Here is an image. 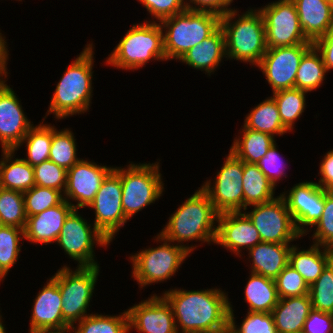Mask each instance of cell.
Returning a JSON list of instances; mask_svg holds the SVG:
<instances>
[{
  "instance_id": "obj_1",
  "label": "cell",
  "mask_w": 333,
  "mask_h": 333,
  "mask_svg": "<svg viewBox=\"0 0 333 333\" xmlns=\"http://www.w3.org/2000/svg\"><path fill=\"white\" fill-rule=\"evenodd\" d=\"M162 295L172 307L177 332L228 330L230 301L224 291L172 289Z\"/></svg>"
},
{
  "instance_id": "obj_2",
  "label": "cell",
  "mask_w": 333,
  "mask_h": 333,
  "mask_svg": "<svg viewBox=\"0 0 333 333\" xmlns=\"http://www.w3.org/2000/svg\"><path fill=\"white\" fill-rule=\"evenodd\" d=\"M93 44L89 43L80 55L67 66L52 96L48 112L56 119L87 112L92 98Z\"/></svg>"
},
{
  "instance_id": "obj_3",
  "label": "cell",
  "mask_w": 333,
  "mask_h": 333,
  "mask_svg": "<svg viewBox=\"0 0 333 333\" xmlns=\"http://www.w3.org/2000/svg\"><path fill=\"white\" fill-rule=\"evenodd\" d=\"M218 214L207 193L199 188L171 214L159 235L173 243L193 240L215 243L217 226L214 224Z\"/></svg>"
},
{
  "instance_id": "obj_4",
  "label": "cell",
  "mask_w": 333,
  "mask_h": 333,
  "mask_svg": "<svg viewBox=\"0 0 333 333\" xmlns=\"http://www.w3.org/2000/svg\"><path fill=\"white\" fill-rule=\"evenodd\" d=\"M237 9L221 16L220 27L224 32L226 55L229 59L258 65L267 51L264 18L260 10L250 9L241 16ZM239 18L236 20L235 16ZM233 19L234 22L232 21Z\"/></svg>"
},
{
  "instance_id": "obj_5",
  "label": "cell",
  "mask_w": 333,
  "mask_h": 333,
  "mask_svg": "<svg viewBox=\"0 0 333 333\" xmlns=\"http://www.w3.org/2000/svg\"><path fill=\"white\" fill-rule=\"evenodd\" d=\"M221 16L208 11L186 9L159 22L166 60H180L191 48L210 37L220 27Z\"/></svg>"
},
{
  "instance_id": "obj_6",
  "label": "cell",
  "mask_w": 333,
  "mask_h": 333,
  "mask_svg": "<svg viewBox=\"0 0 333 333\" xmlns=\"http://www.w3.org/2000/svg\"><path fill=\"white\" fill-rule=\"evenodd\" d=\"M163 28L156 21L133 25L107 58L112 67L136 70L150 59L165 60Z\"/></svg>"
},
{
  "instance_id": "obj_7",
  "label": "cell",
  "mask_w": 333,
  "mask_h": 333,
  "mask_svg": "<svg viewBox=\"0 0 333 333\" xmlns=\"http://www.w3.org/2000/svg\"><path fill=\"white\" fill-rule=\"evenodd\" d=\"M156 241L163 242L156 248H149L132 255V277L142 287L158 283L175 275L183 261L197 246L172 244L171 241L157 235Z\"/></svg>"
},
{
  "instance_id": "obj_8",
  "label": "cell",
  "mask_w": 333,
  "mask_h": 333,
  "mask_svg": "<svg viewBox=\"0 0 333 333\" xmlns=\"http://www.w3.org/2000/svg\"><path fill=\"white\" fill-rule=\"evenodd\" d=\"M159 163H130L120 167L122 207L127 220L154 203L163 193L164 183L159 173Z\"/></svg>"
},
{
  "instance_id": "obj_9",
  "label": "cell",
  "mask_w": 333,
  "mask_h": 333,
  "mask_svg": "<svg viewBox=\"0 0 333 333\" xmlns=\"http://www.w3.org/2000/svg\"><path fill=\"white\" fill-rule=\"evenodd\" d=\"M99 268V265L77 267L72 271L64 265L52 276L58 282L62 296L63 319L70 327L90 315L87 314V309L94 293Z\"/></svg>"
},
{
  "instance_id": "obj_10",
  "label": "cell",
  "mask_w": 333,
  "mask_h": 333,
  "mask_svg": "<svg viewBox=\"0 0 333 333\" xmlns=\"http://www.w3.org/2000/svg\"><path fill=\"white\" fill-rule=\"evenodd\" d=\"M92 224L73 209L64 221L57 244L64 252L78 262L77 267H91L99 265L95 261L94 244L109 245V240Z\"/></svg>"
},
{
  "instance_id": "obj_11",
  "label": "cell",
  "mask_w": 333,
  "mask_h": 333,
  "mask_svg": "<svg viewBox=\"0 0 333 333\" xmlns=\"http://www.w3.org/2000/svg\"><path fill=\"white\" fill-rule=\"evenodd\" d=\"M258 9L264 18L267 48L313 44L302 31L292 0H278Z\"/></svg>"
},
{
  "instance_id": "obj_12",
  "label": "cell",
  "mask_w": 333,
  "mask_h": 333,
  "mask_svg": "<svg viewBox=\"0 0 333 333\" xmlns=\"http://www.w3.org/2000/svg\"><path fill=\"white\" fill-rule=\"evenodd\" d=\"M243 170L244 162L229 151L213 186L211 180L201 186L218 213L244 210Z\"/></svg>"
},
{
  "instance_id": "obj_13",
  "label": "cell",
  "mask_w": 333,
  "mask_h": 333,
  "mask_svg": "<svg viewBox=\"0 0 333 333\" xmlns=\"http://www.w3.org/2000/svg\"><path fill=\"white\" fill-rule=\"evenodd\" d=\"M276 197L267 203L253 205L251 212L244 213L259 232L262 242L290 243L302 235L297 231L285 199L282 195Z\"/></svg>"
},
{
  "instance_id": "obj_14",
  "label": "cell",
  "mask_w": 333,
  "mask_h": 333,
  "mask_svg": "<svg viewBox=\"0 0 333 333\" xmlns=\"http://www.w3.org/2000/svg\"><path fill=\"white\" fill-rule=\"evenodd\" d=\"M88 207L95 210L94 226L111 242L127 222L122 207L120 167H114L106 176Z\"/></svg>"
},
{
  "instance_id": "obj_15",
  "label": "cell",
  "mask_w": 333,
  "mask_h": 333,
  "mask_svg": "<svg viewBox=\"0 0 333 333\" xmlns=\"http://www.w3.org/2000/svg\"><path fill=\"white\" fill-rule=\"evenodd\" d=\"M312 46L313 44H298L267 49L257 67L262 70L273 93L295 88L300 61Z\"/></svg>"
},
{
  "instance_id": "obj_16",
  "label": "cell",
  "mask_w": 333,
  "mask_h": 333,
  "mask_svg": "<svg viewBox=\"0 0 333 333\" xmlns=\"http://www.w3.org/2000/svg\"><path fill=\"white\" fill-rule=\"evenodd\" d=\"M280 195L286 201L297 231L302 237L307 235L308 226L314 227L321 218L325 206V189L317 182L306 181L295 184L289 194L283 192Z\"/></svg>"
},
{
  "instance_id": "obj_17",
  "label": "cell",
  "mask_w": 333,
  "mask_h": 333,
  "mask_svg": "<svg viewBox=\"0 0 333 333\" xmlns=\"http://www.w3.org/2000/svg\"><path fill=\"white\" fill-rule=\"evenodd\" d=\"M114 169L97 165L94 162L80 159L73 167L67 170V185L64 199L68 203L70 199L76 202L72 204L74 209L88 207L106 176ZM68 198V199H67Z\"/></svg>"
},
{
  "instance_id": "obj_18",
  "label": "cell",
  "mask_w": 333,
  "mask_h": 333,
  "mask_svg": "<svg viewBox=\"0 0 333 333\" xmlns=\"http://www.w3.org/2000/svg\"><path fill=\"white\" fill-rule=\"evenodd\" d=\"M0 79V144L2 150H15L33 127L24 114L13 89Z\"/></svg>"
},
{
  "instance_id": "obj_19",
  "label": "cell",
  "mask_w": 333,
  "mask_h": 333,
  "mask_svg": "<svg viewBox=\"0 0 333 333\" xmlns=\"http://www.w3.org/2000/svg\"><path fill=\"white\" fill-rule=\"evenodd\" d=\"M129 330L139 333H178L173 310L167 299L152 295L127 310Z\"/></svg>"
},
{
  "instance_id": "obj_20",
  "label": "cell",
  "mask_w": 333,
  "mask_h": 333,
  "mask_svg": "<svg viewBox=\"0 0 333 333\" xmlns=\"http://www.w3.org/2000/svg\"><path fill=\"white\" fill-rule=\"evenodd\" d=\"M217 232L214 244L241 256V249L247 250L262 242L259 232L249 217L242 211L218 214Z\"/></svg>"
},
{
  "instance_id": "obj_21",
  "label": "cell",
  "mask_w": 333,
  "mask_h": 333,
  "mask_svg": "<svg viewBox=\"0 0 333 333\" xmlns=\"http://www.w3.org/2000/svg\"><path fill=\"white\" fill-rule=\"evenodd\" d=\"M62 304L58 282L51 277L34 300L29 330L70 331L63 319Z\"/></svg>"
},
{
  "instance_id": "obj_22",
  "label": "cell",
  "mask_w": 333,
  "mask_h": 333,
  "mask_svg": "<svg viewBox=\"0 0 333 333\" xmlns=\"http://www.w3.org/2000/svg\"><path fill=\"white\" fill-rule=\"evenodd\" d=\"M73 209L72 203L64 200L61 204L27 217L24 238L33 243H56L64 221Z\"/></svg>"
},
{
  "instance_id": "obj_23",
  "label": "cell",
  "mask_w": 333,
  "mask_h": 333,
  "mask_svg": "<svg viewBox=\"0 0 333 333\" xmlns=\"http://www.w3.org/2000/svg\"><path fill=\"white\" fill-rule=\"evenodd\" d=\"M306 38L314 43L333 26V5L329 0H292Z\"/></svg>"
},
{
  "instance_id": "obj_24",
  "label": "cell",
  "mask_w": 333,
  "mask_h": 333,
  "mask_svg": "<svg viewBox=\"0 0 333 333\" xmlns=\"http://www.w3.org/2000/svg\"><path fill=\"white\" fill-rule=\"evenodd\" d=\"M290 243L260 242L249 249L251 272L275 279L289 263Z\"/></svg>"
},
{
  "instance_id": "obj_25",
  "label": "cell",
  "mask_w": 333,
  "mask_h": 333,
  "mask_svg": "<svg viewBox=\"0 0 333 333\" xmlns=\"http://www.w3.org/2000/svg\"><path fill=\"white\" fill-rule=\"evenodd\" d=\"M312 310L309 294L279 299L271 311L278 333L303 331L304 323Z\"/></svg>"
},
{
  "instance_id": "obj_26",
  "label": "cell",
  "mask_w": 333,
  "mask_h": 333,
  "mask_svg": "<svg viewBox=\"0 0 333 333\" xmlns=\"http://www.w3.org/2000/svg\"><path fill=\"white\" fill-rule=\"evenodd\" d=\"M226 57L224 32L219 27L210 37L191 48L180 61L210 75Z\"/></svg>"
},
{
  "instance_id": "obj_27",
  "label": "cell",
  "mask_w": 333,
  "mask_h": 333,
  "mask_svg": "<svg viewBox=\"0 0 333 333\" xmlns=\"http://www.w3.org/2000/svg\"><path fill=\"white\" fill-rule=\"evenodd\" d=\"M2 152L0 187L24 193L35 186L33 166L23 158L13 159L15 150H2Z\"/></svg>"
},
{
  "instance_id": "obj_28",
  "label": "cell",
  "mask_w": 333,
  "mask_h": 333,
  "mask_svg": "<svg viewBox=\"0 0 333 333\" xmlns=\"http://www.w3.org/2000/svg\"><path fill=\"white\" fill-rule=\"evenodd\" d=\"M320 247L324 249L321 250ZM299 250L297 246H291L288 264L304 278L310 287L329 264L328 248L313 244L308 250Z\"/></svg>"
},
{
  "instance_id": "obj_29",
  "label": "cell",
  "mask_w": 333,
  "mask_h": 333,
  "mask_svg": "<svg viewBox=\"0 0 333 333\" xmlns=\"http://www.w3.org/2000/svg\"><path fill=\"white\" fill-rule=\"evenodd\" d=\"M244 290L248 311L271 313L279 301L275 281L260 274L251 272Z\"/></svg>"
},
{
  "instance_id": "obj_30",
  "label": "cell",
  "mask_w": 333,
  "mask_h": 333,
  "mask_svg": "<svg viewBox=\"0 0 333 333\" xmlns=\"http://www.w3.org/2000/svg\"><path fill=\"white\" fill-rule=\"evenodd\" d=\"M244 211L247 206L267 203L274 198V185L261 172L257 164L244 162L243 170Z\"/></svg>"
},
{
  "instance_id": "obj_31",
  "label": "cell",
  "mask_w": 333,
  "mask_h": 333,
  "mask_svg": "<svg viewBox=\"0 0 333 333\" xmlns=\"http://www.w3.org/2000/svg\"><path fill=\"white\" fill-rule=\"evenodd\" d=\"M243 137L234 139L230 151L240 160L257 164L275 144L274 137L243 126ZM241 139V140H240Z\"/></svg>"
},
{
  "instance_id": "obj_32",
  "label": "cell",
  "mask_w": 333,
  "mask_h": 333,
  "mask_svg": "<svg viewBox=\"0 0 333 333\" xmlns=\"http://www.w3.org/2000/svg\"><path fill=\"white\" fill-rule=\"evenodd\" d=\"M245 128L267 133L273 137L275 134L283 135L289 131L282 123L277 104L272 97H268L258 104L246 116Z\"/></svg>"
},
{
  "instance_id": "obj_33",
  "label": "cell",
  "mask_w": 333,
  "mask_h": 333,
  "mask_svg": "<svg viewBox=\"0 0 333 333\" xmlns=\"http://www.w3.org/2000/svg\"><path fill=\"white\" fill-rule=\"evenodd\" d=\"M327 72L321 53L313 45L302 57L295 79V88L311 92L319 88Z\"/></svg>"
},
{
  "instance_id": "obj_34",
  "label": "cell",
  "mask_w": 333,
  "mask_h": 333,
  "mask_svg": "<svg viewBox=\"0 0 333 333\" xmlns=\"http://www.w3.org/2000/svg\"><path fill=\"white\" fill-rule=\"evenodd\" d=\"M23 143H26L27 158H23L31 166L49 160L50 147L52 143V126L51 124L40 123L33 126L15 149L18 150Z\"/></svg>"
},
{
  "instance_id": "obj_35",
  "label": "cell",
  "mask_w": 333,
  "mask_h": 333,
  "mask_svg": "<svg viewBox=\"0 0 333 333\" xmlns=\"http://www.w3.org/2000/svg\"><path fill=\"white\" fill-rule=\"evenodd\" d=\"M72 326L73 333H129V320L127 311L121 315L110 316L90 314ZM77 328V329H76ZM75 330V331H74Z\"/></svg>"
},
{
  "instance_id": "obj_36",
  "label": "cell",
  "mask_w": 333,
  "mask_h": 333,
  "mask_svg": "<svg viewBox=\"0 0 333 333\" xmlns=\"http://www.w3.org/2000/svg\"><path fill=\"white\" fill-rule=\"evenodd\" d=\"M308 92L298 88L279 90L271 96L278 107L283 125L292 131L294 122L305 110V96Z\"/></svg>"
},
{
  "instance_id": "obj_37",
  "label": "cell",
  "mask_w": 333,
  "mask_h": 333,
  "mask_svg": "<svg viewBox=\"0 0 333 333\" xmlns=\"http://www.w3.org/2000/svg\"><path fill=\"white\" fill-rule=\"evenodd\" d=\"M69 128L57 131L55 126H52V143L50 147L49 160L69 170L73 167L80 158L76 156V139Z\"/></svg>"
},
{
  "instance_id": "obj_38",
  "label": "cell",
  "mask_w": 333,
  "mask_h": 333,
  "mask_svg": "<svg viewBox=\"0 0 333 333\" xmlns=\"http://www.w3.org/2000/svg\"><path fill=\"white\" fill-rule=\"evenodd\" d=\"M26 221L23 193L0 187V225L24 229Z\"/></svg>"
},
{
  "instance_id": "obj_39",
  "label": "cell",
  "mask_w": 333,
  "mask_h": 333,
  "mask_svg": "<svg viewBox=\"0 0 333 333\" xmlns=\"http://www.w3.org/2000/svg\"><path fill=\"white\" fill-rule=\"evenodd\" d=\"M23 238L24 229L0 225V272L4 276L18 260L21 251L20 239Z\"/></svg>"
},
{
  "instance_id": "obj_40",
  "label": "cell",
  "mask_w": 333,
  "mask_h": 333,
  "mask_svg": "<svg viewBox=\"0 0 333 333\" xmlns=\"http://www.w3.org/2000/svg\"><path fill=\"white\" fill-rule=\"evenodd\" d=\"M61 191L53 188L33 186L23 193L27 217L37 215L50 207L61 204L65 199Z\"/></svg>"
},
{
  "instance_id": "obj_41",
  "label": "cell",
  "mask_w": 333,
  "mask_h": 333,
  "mask_svg": "<svg viewBox=\"0 0 333 333\" xmlns=\"http://www.w3.org/2000/svg\"><path fill=\"white\" fill-rule=\"evenodd\" d=\"M312 309L333 314V267L329 263L309 287Z\"/></svg>"
},
{
  "instance_id": "obj_42",
  "label": "cell",
  "mask_w": 333,
  "mask_h": 333,
  "mask_svg": "<svg viewBox=\"0 0 333 333\" xmlns=\"http://www.w3.org/2000/svg\"><path fill=\"white\" fill-rule=\"evenodd\" d=\"M230 303L228 331L230 333H278L271 313L248 311L240 326L236 325ZM238 326V327H237Z\"/></svg>"
},
{
  "instance_id": "obj_43",
  "label": "cell",
  "mask_w": 333,
  "mask_h": 333,
  "mask_svg": "<svg viewBox=\"0 0 333 333\" xmlns=\"http://www.w3.org/2000/svg\"><path fill=\"white\" fill-rule=\"evenodd\" d=\"M35 185L53 188L65 192L67 185V170L51 160L43 161L33 166Z\"/></svg>"
},
{
  "instance_id": "obj_44",
  "label": "cell",
  "mask_w": 333,
  "mask_h": 333,
  "mask_svg": "<svg viewBox=\"0 0 333 333\" xmlns=\"http://www.w3.org/2000/svg\"><path fill=\"white\" fill-rule=\"evenodd\" d=\"M279 299L309 294L304 278L289 264L274 279Z\"/></svg>"
},
{
  "instance_id": "obj_45",
  "label": "cell",
  "mask_w": 333,
  "mask_h": 333,
  "mask_svg": "<svg viewBox=\"0 0 333 333\" xmlns=\"http://www.w3.org/2000/svg\"><path fill=\"white\" fill-rule=\"evenodd\" d=\"M315 227L313 243L322 247H333V191L325 190L324 210Z\"/></svg>"
},
{
  "instance_id": "obj_46",
  "label": "cell",
  "mask_w": 333,
  "mask_h": 333,
  "mask_svg": "<svg viewBox=\"0 0 333 333\" xmlns=\"http://www.w3.org/2000/svg\"><path fill=\"white\" fill-rule=\"evenodd\" d=\"M138 2L147 9L154 19H157V22L180 14L187 9L184 0H138Z\"/></svg>"
},
{
  "instance_id": "obj_47",
  "label": "cell",
  "mask_w": 333,
  "mask_h": 333,
  "mask_svg": "<svg viewBox=\"0 0 333 333\" xmlns=\"http://www.w3.org/2000/svg\"><path fill=\"white\" fill-rule=\"evenodd\" d=\"M278 149L276 148L275 144L270 147L268 152L265 154L263 158H261L257 166L261 170V172L269 179V181L275 186H277V181L281 180L282 176L287 177L286 173H284V165L280 158L281 155L277 152ZM282 166V167H281Z\"/></svg>"
},
{
  "instance_id": "obj_48",
  "label": "cell",
  "mask_w": 333,
  "mask_h": 333,
  "mask_svg": "<svg viewBox=\"0 0 333 333\" xmlns=\"http://www.w3.org/2000/svg\"><path fill=\"white\" fill-rule=\"evenodd\" d=\"M305 333H333V314L312 309L304 323Z\"/></svg>"
},
{
  "instance_id": "obj_49",
  "label": "cell",
  "mask_w": 333,
  "mask_h": 333,
  "mask_svg": "<svg viewBox=\"0 0 333 333\" xmlns=\"http://www.w3.org/2000/svg\"><path fill=\"white\" fill-rule=\"evenodd\" d=\"M233 0H189V3L186 2V7L188 10L193 11H208L220 16L231 11V8H228ZM194 4L193 5H191Z\"/></svg>"
},
{
  "instance_id": "obj_50",
  "label": "cell",
  "mask_w": 333,
  "mask_h": 333,
  "mask_svg": "<svg viewBox=\"0 0 333 333\" xmlns=\"http://www.w3.org/2000/svg\"><path fill=\"white\" fill-rule=\"evenodd\" d=\"M313 45L321 53L327 72L333 69V26L324 36L317 39Z\"/></svg>"
},
{
  "instance_id": "obj_51",
  "label": "cell",
  "mask_w": 333,
  "mask_h": 333,
  "mask_svg": "<svg viewBox=\"0 0 333 333\" xmlns=\"http://www.w3.org/2000/svg\"><path fill=\"white\" fill-rule=\"evenodd\" d=\"M321 161L318 173L321 178L317 184L327 191H333V149L328 151Z\"/></svg>"
},
{
  "instance_id": "obj_52",
  "label": "cell",
  "mask_w": 333,
  "mask_h": 333,
  "mask_svg": "<svg viewBox=\"0 0 333 333\" xmlns=\"http://www.w3.org/2000/svg\"><path fill=\"white\" fill-rule=\"evenodd\" d=\"M1 34L2 33L0 32V79H4V77L6 79V77L8 76L6 65H7L9 51H8L7 45H6L7 42H5L6 40L4 39L5 36L2 37Z\"/></svg>"
},
{
  "instance_id": "obj_53",
  "label": "cell",
  "mask_w": 333,
  "mask_h": 333,
  "mask_svg": "<svg viewBox=\"0 0 333 333\" xmlns=\"http://www.w3.org/2000/svg\"><path fill=\"white\" fill-rule=\"evenodd\" d=\"M71 331L62 330H29V333H69Z\"/></svg>"
},
{
  "instance_id": "obj_54",
  "label": "cell",
  "mask_w": 333,
  "mask_h": 333,
  "mask_svg": "<svg viewBox=\"0 0 333 333\" xmlns=\"http://www.w3.org/2000/svg\"><path fill=\"white\" fill-rule=\"evenodd\" d=\"M329 263L333 267V247L328 248Z\"/></svg>"
},
{
  "instance_id": "obj_55",
  "label": "cell",
  "mask_w": 333,
  "mask_h": 333,
  "mask_svg": "<svg viewBox=\"0 0 333 333\" xmlns=\"http://www.w3.org/2000/svg\"><path fill=\"white\" fill-rule=\"evenodd\" d=\"M5 325L2 323V318H1V315H0V333H6L5 331Z\"/></svg>"
},
{
  "instance_id": "obj_56",
  "label": "cell",
  "mask_w": 333,
  "mask_h": 333,
  "mask_svg": "<svg viewBox=\"0 0 333 333\" xmlns=\"http://www.w3.org/2000/svg\"><path fill=\"white\" fill-rule=\"evenodd\" d=\"M190 333H222V332H212V331H197V332H190Z\"/></svg>"
},
{
  "instance_id": "obj_57",
  "label": "cell",
  "mask_w": 333,
  "mask_h": 333,
  "mask_svg": "<svg viewBox=\"0 0 333 333\" xmlns=\"http://www.w3.org/2000/svg\"><path fill=\"white\" fill-rule=\"evenodd\" d=\"M3 278H5V276L0 272V281H2Z\"/></svg>"
}]
</instances>
